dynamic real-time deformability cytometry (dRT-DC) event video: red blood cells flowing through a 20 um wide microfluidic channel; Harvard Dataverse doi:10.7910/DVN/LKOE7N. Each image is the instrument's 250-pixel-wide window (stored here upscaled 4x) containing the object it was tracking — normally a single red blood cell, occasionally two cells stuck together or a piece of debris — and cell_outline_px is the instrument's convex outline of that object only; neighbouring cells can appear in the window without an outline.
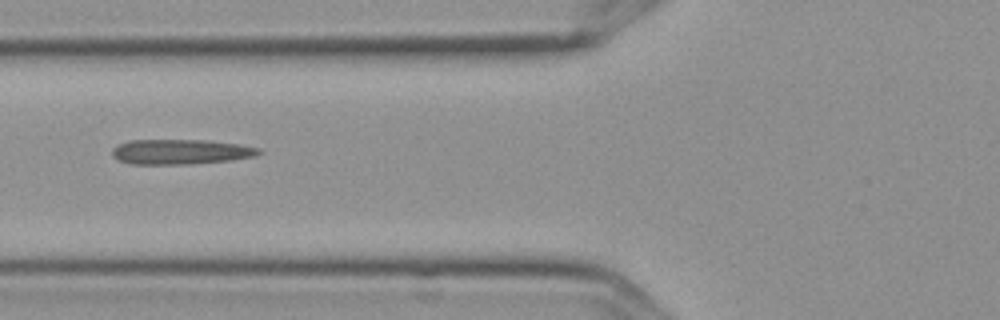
{"species": "Egyptian fruit bat (a non-hibernating species)", "species_latin": "Rousettus aegyptiacus", "temperature_condition": "cold", "stored_images_in_passage": 8, "camera_frame_rate_fps": 3000, "um_per_image_px": 0.085, "frame": {"image": 1, "passage_image": 6, "time_ms": 1.667, "image_size_px": [1000, 320], "cell_outline_px": [[264, 152], [252, 156], [232, 160], [192, 164], [128, 164], [116, 160], [112, 156], [112, 148], [116, 144], [128, 140], [208, 140], [240, 144], [260, 148]], "centroid_in_image_um": [15.31, 12.9], "position_along_channel_um": 110.5, "area_um2": 21.73}}
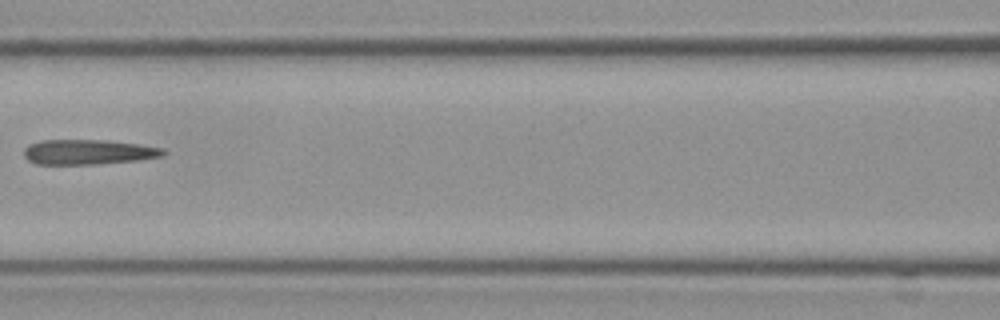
{"frame": {"image": 2, "passage_image": 7, "time_ms": 2.0, "image_size_px": [1000, 320], "cell_outline_px": [[168, 152], [164, 156], [136, 160], [100, 164], [36, 164], [28, 160], [24, 156], [24, 148], [28, 144], [40, 140], [108, 140], [140, 144], [164, 148]], "centroid_in_image_um": [7.52, 12.91], "position_along_channel_um": 159.1, "area_um2": 20.52}}
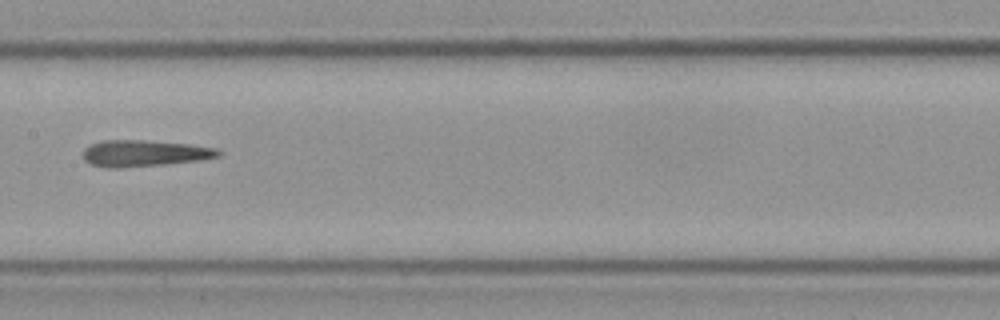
{"frame": {"image": 3, "passage_image": 8, "time_ms": 2.333, "image_size_px": [1000, 320], "cell_outline_px": [[224, 152], [220, 156], [200, 160], [164, 164], [120, 168], [108, 168], [92, 164], [84, 160], [84, 148], [88, 144], [100, 140], [144, 140], [192, 144], [216, 148]], "centroid_in_image_um": [12.28, 13.02], "position_along_channel_um": 195.1, "area_um2": 21.04}}